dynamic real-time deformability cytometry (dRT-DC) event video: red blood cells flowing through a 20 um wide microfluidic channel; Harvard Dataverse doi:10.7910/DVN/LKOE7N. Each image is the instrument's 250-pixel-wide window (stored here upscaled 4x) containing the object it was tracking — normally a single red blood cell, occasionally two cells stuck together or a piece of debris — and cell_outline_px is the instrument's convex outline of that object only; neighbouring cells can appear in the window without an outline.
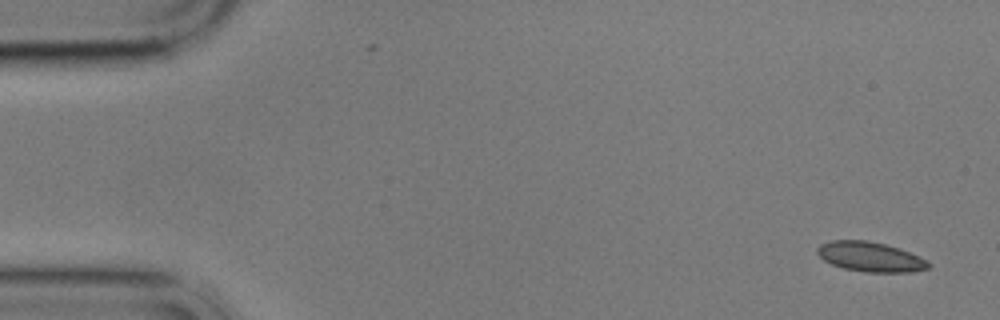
{"species": "common noctule bat (a hibernating species)", "species_latin": "Nyctalus noctula", "temperature_condition": "cold", "stored_images_in_passage": 6, "camera_frame_rate_fps": 3000, "um_per_image_px": 0.085, "animal": {"sex": "male", "body_mass_g": 17.9}, "frame": {"image": 1, "passage_image": 1, "time_ms": 0.0, "image_size_px": [1000, 320], "cell_outline_px": [[932, 264], [928, 268], [912, 272], [864, 272], [844, 268], [832, 264], [824, 260], [816, 252], [816, 248], [820, 244], [832, 240], [868, 240], [900, 248]], "centroid_in_image_um": [73.94, 21.82], "position_along_channel_um": 11.1, "area_um2": 19.13}}